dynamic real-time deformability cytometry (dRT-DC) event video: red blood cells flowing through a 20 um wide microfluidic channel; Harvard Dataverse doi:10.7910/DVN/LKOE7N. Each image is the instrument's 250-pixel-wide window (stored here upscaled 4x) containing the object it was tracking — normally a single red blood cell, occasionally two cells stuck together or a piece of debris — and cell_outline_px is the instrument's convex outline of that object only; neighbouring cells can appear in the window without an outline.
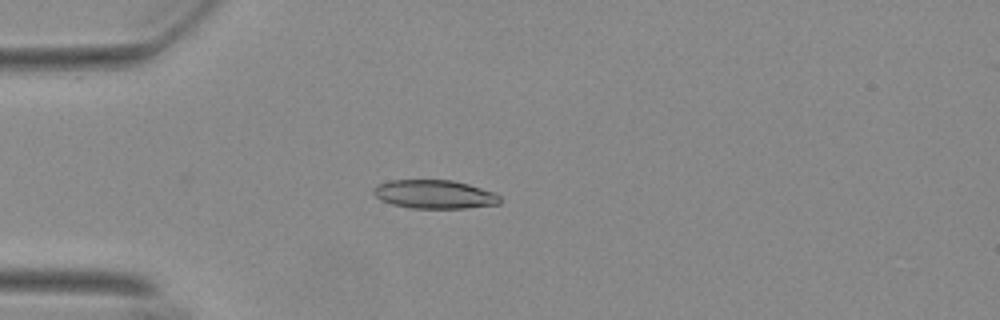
{"species": "Egyptian fruit bat (a non-hibernating species)", "species_latin": "Rousettus aegyptiacus", "temperature_condition": "warm", "stored_images_in_passage": 45, "camera_frame_rate_fps": 3000, "um_per_image_px": 0.085, "animal": {"sex": "female"}, "frame": {"image": 1, "passage_image": 4, "time_ms": 1.0, "image_size_px": [1000, 320], "cell_outline_px": [[500, 204], [464, 208], [408, 208], [392, 204], [376, 196], [372, 192], [372, 188], [380, 184], [392, 180], [452, 180], [468, 184], [492, 192], [500, 196]], "centroid_in_image_um": [36.93, 16.52], "position_along_channel_um": 48.1, "area_um2": 20.87}}
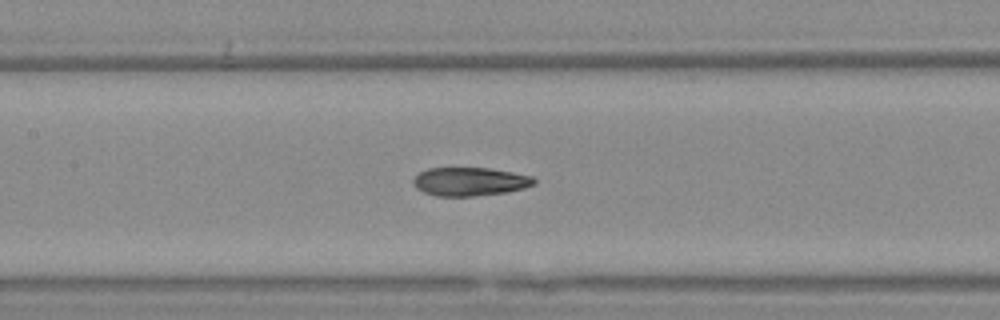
{"frame": {"image": 2, "passage_image": 15, "time_ms": 4.667, "image_size_px": [1000, 320], "cell_outline_px": [[536, 184], [524, 188], [504, 192], [472, 196], [436, 196], [424, 192], [416, 188], [412, 184], [412, 180], [420, 172], [428, 168], [488, 168], [512, 172], [532, 176], [536, 180]], "centroid_in_image_um": [39.92, 15.43], "position_along_channel_um": 167.5, "area_um2": 20.0}}
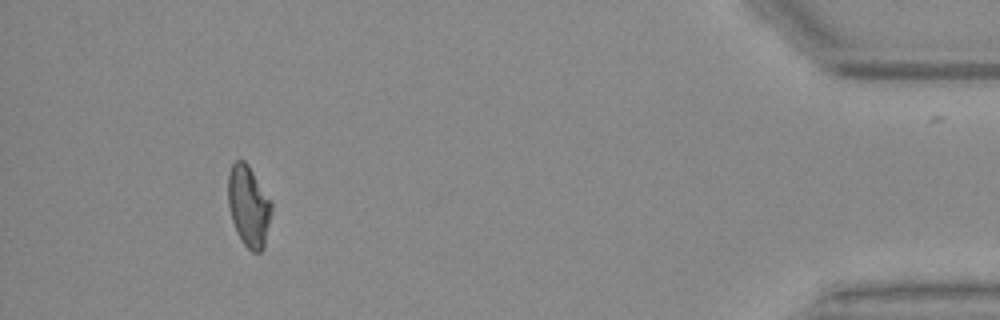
{"frame": {"image": 3, "passage_image": 40, "time_ms": 13.0, "image_size_px": [1000, 320], "cell_outline_px": [[272, 212], [264, 248], [260, 252], [252, 252], [244, 244], [236, 232], [232, 220], [228, 204], [228, 172], [232, 164], [236, 160], [244, 160], [248, 164], [272, 204]], "centroid_in_image_um": [21.13, 17.53], "position_along_channel_um": 414.1, "area_um2": 20.46}}